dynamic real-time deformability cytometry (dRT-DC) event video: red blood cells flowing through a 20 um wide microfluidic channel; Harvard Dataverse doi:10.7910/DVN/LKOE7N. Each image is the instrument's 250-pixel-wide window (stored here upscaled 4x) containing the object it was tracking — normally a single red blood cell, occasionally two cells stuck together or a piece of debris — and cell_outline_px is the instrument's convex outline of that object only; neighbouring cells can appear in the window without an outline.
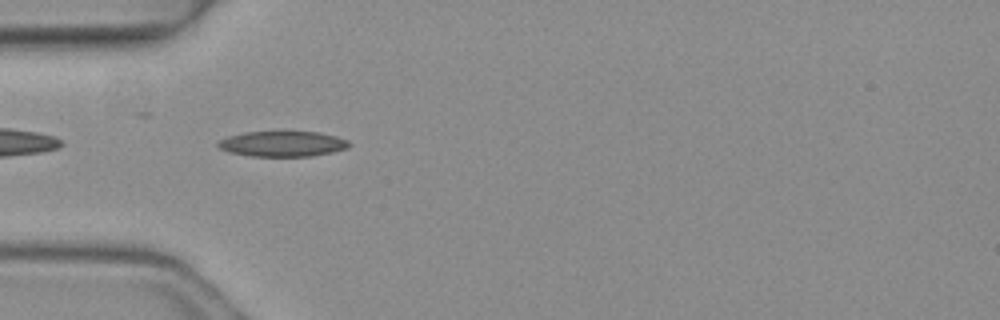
{"species": "common noctule bat (a hibernating species)", "species_latin": "Nyctalus noctula", "temperature_condition": "warm", "stored_images_in_passage": 8, "camera_frame_rate_fps": 3000, "um_per_image_px": 0.085, "animal": {"sex": "female", "body_mass_g": 19.3, "forearm_length_mm": 54.1}, "frame": {"image": 1, "passage_image": 5, "time_ms": 1.333, "image_size_px": [1000, 320], "cell_outline_px": [[352, 144], [348, 148], [332, 152], [312, 156], [252, 156], [228, 152], [220, 148], [216, 144], [220, 140], [228, 136], [244, 132], [320, 132], [336, 136], [348, 140]], "centroid_in_image_um": [24.04, 12.23], "position_along_channel_um": 61.0, "area_um2": 19.42}}
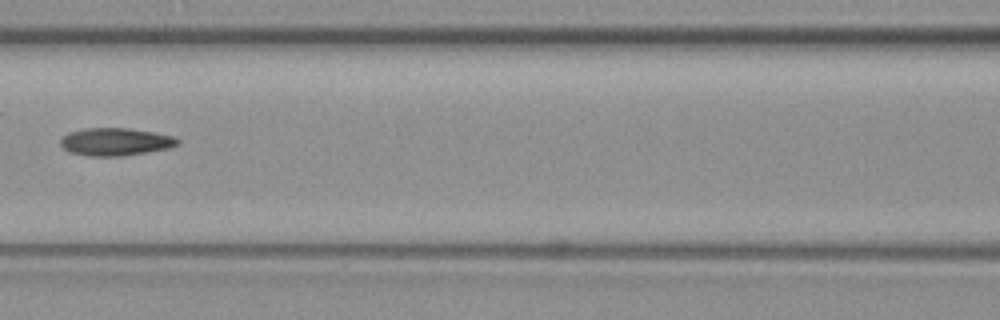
{"frame": {"image": 2, "passage_image": 7, "time_ms": 2.0, "image_size_px": [1000, 320], "cell_outline_px": [[180, 144], [168, 148], [148, 152], [124, 156], [88, 156], [68, 152], [60, 144], [60, 140], [68, 132], [84, 128], [128, 128], [152, 132], [172, 136], [180, 140]], "centroid_in_image_um": [9.8, 12.06], "position_along_channel_um": 156.8, "area_um2": 18.96}}
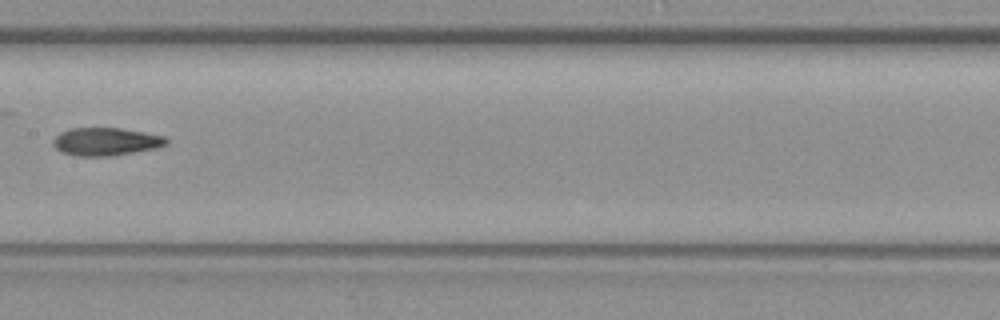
{"frame": {"image": 3, "passage_image": 8, "time_ms": 2.333, "image_size_px": [1000, 320], "cell_outline_px": [[168, 144], [156, 148], [112, 156], [72, 156], [60, 152], [52, 144], [52, 140], [60, 132], [72, 128], [120, 128], [144, 132], [164, 136], [168, 140]], "centroid_in_image_um": [8.97, 12.04], "position_along_channel_um": 198.4, "area_um2": 18.55}}